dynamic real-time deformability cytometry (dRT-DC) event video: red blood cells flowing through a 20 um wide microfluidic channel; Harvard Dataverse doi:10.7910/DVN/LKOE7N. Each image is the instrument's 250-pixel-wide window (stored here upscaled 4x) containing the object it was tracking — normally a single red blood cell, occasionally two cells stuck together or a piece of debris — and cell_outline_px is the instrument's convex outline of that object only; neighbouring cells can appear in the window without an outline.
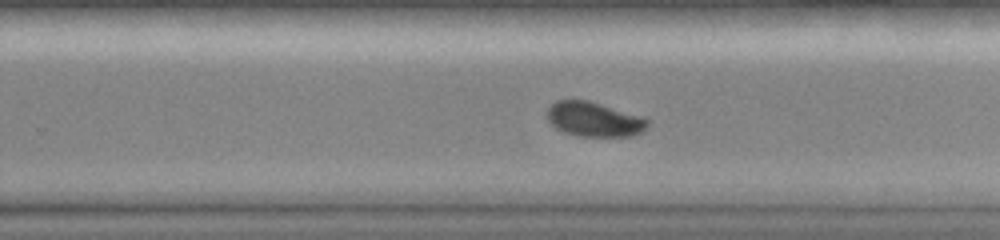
{"species": "common noctule bat (a hibernating species)", "species_latin": "Nyctalus noctula", "temperature_condition": "room temperature", "stored_images_in_passage": 36, "camera_frame_rate_fps": 3000, "um_per_image_px": 0.085, "animal": {"sex": "female", "body_mass_g": 19.0, "forearm_length_mm": 51.5}, "frame": {"image": 1, "passage_image": 25, "time_ms": 4.0, "image_size_px": [1000, 240], "cell_outline_px": [[648, 124], [640, 132], [632, 136], [580, 136], [564, 132], [556, 128], [548, 120], [548, 108], [556, 100], [588, 100], [644, 116], [648, 120]], "centroid_in_image_um": [50.51, 10.13], "position_along_channel_um": 279.3, "area_um2": 20.17}}
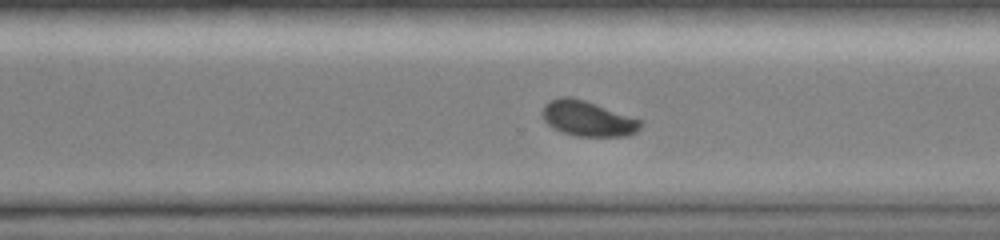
{"frame": {"image": 2, "passage_image": 31, "time_ms": 5.0, "image_size_px": [1000, 240], "cell_outline_px": [[640, 128], [636, 132], [628, 136], [576, 136], [552, 128], [544, 120], [544, 104], [560, 96], [572, 96], [596, 104], [640, 120]], "centroid_in_image_um": [49.94, 10.08], "position_along_channel_um": 320.7, "area_um2": 19.83}}